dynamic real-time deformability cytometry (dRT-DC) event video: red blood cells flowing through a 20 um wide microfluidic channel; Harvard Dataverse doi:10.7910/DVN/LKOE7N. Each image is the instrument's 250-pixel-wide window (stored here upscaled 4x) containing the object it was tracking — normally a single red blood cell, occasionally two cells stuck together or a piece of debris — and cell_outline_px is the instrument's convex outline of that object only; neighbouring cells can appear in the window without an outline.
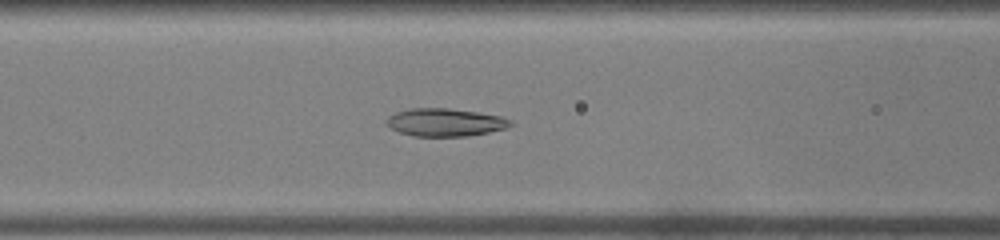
{"species": "common noctule bat (a hibernating species)", "species_latin": "Nyctalus noctula", "temperature_condition": "warm", "stored_images_in_passage": 29, "camera_frame_rate_fps": 3000, "um_per_image_px": 0.085, "animal": {"sex": "male", "body_mass_g": 19.0, "forearm_length_mm": 50.8}, "frame": {"image": 1, "passage_image": 7, "time_ms": 2.0, "image_size_px": [1000, 240], "cell_outline_px": [[516, 124], [504, 128], [488, 132], [468, 136], [412, 136], [400, 132], [392, 128], [384, 120], [388, 116], [396, 112], [412, 108], [448, 108], [476, 112], [500, 116], [512, 120]], "centroid_in_image_um": [37.84, 10.4], "position_along_channel_um": 128.8, "area_um2": 20.06}}
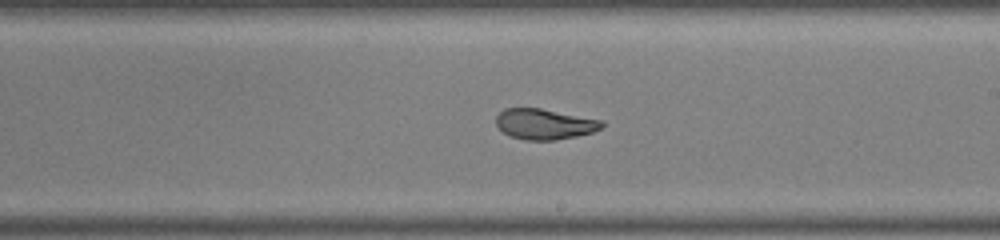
{"frame": {"image": 2, "passage_image": 15, "time_ms": 4.667, "image_size_px": [1000, 240], "cell_outline_px": [[604, 124], [600, 128], [592, 132], [576, 136], [556, 140], [524, 140], [512, 136], [504, 132], [496, 124], [496, 116], [504, 108], [540, 108], [604, 120]], "centroid_in_image_um": [46.29, 10.54], "position_along_channel_um": 242.7, "area_um2": 18.79}}
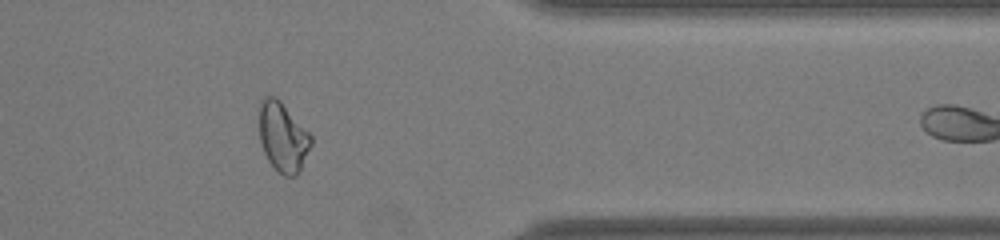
{"frame": {"image": 3, "passage_image": 26, "time_ms": 8.333, "image_size_px": [1000, 240], "cell_outline_px": [[312, 144], [300, 172], [296, 176], [284, 176], [276, 172], [268, 160], [260, 144], [260, 100], [264, 96], [276, 96], [280, 100], [312, 136]], "centroid_in_image_um": [24.05, 11.68], "position_along_channel_um": 387.4, "area_um2": 21.15}, "authors_computed_cell_mechanics": {"area_um2": 19.8832, "velocity_mm_per_s": 4.2962, "shape_relaxation_time_tau1_ms": null, "shape_relaxation_time_tau2_ms": 1.3049, "deformation_change_tau1": null, "deformation_change_tau2": 0.0614}}